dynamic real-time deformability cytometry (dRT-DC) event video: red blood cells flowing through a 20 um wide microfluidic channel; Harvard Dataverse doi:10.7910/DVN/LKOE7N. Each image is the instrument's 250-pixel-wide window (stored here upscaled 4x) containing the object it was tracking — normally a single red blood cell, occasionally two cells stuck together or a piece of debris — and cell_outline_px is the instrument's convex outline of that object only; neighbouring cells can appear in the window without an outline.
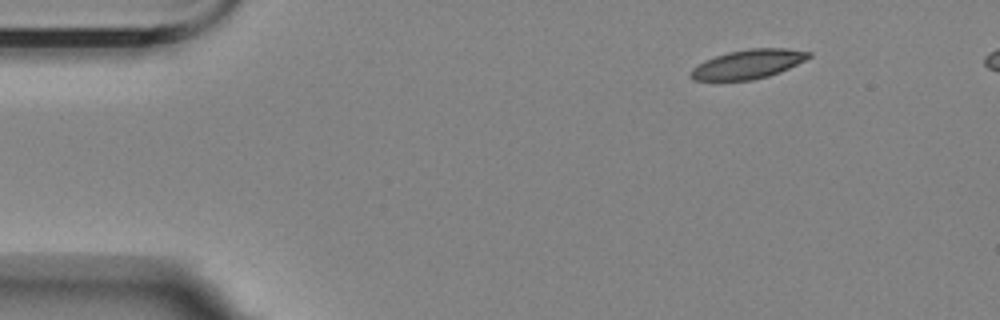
{"species": "Egyptian fruit bat (a non-hibernating species)", "species_latin": "Rousettus aegyptiacus", "temperature_condition": "room temperature", "stored_images_in_passage": 5, "camera_frame_rate_fps": 3000, "um_per_image_px": 0.085, "animal": {"sex": "female"}, "frame": {"image": 1, "passage_image": 1, "time_ms": 0.0, "image_size_px": [1000, 320], "cell_outline_px": [[812, 56], [780, 72], [768, 76], [752, 80], [692, 80], [688, 76], [688, 72], [692, 68], [704, 60], [728, 52], [748, 48], [788, 48], [812, 52]], "centroid_in_image_um": [63.56, 5.45], "position_along_channel_um": 21.4, "area_um2": 20.11}}